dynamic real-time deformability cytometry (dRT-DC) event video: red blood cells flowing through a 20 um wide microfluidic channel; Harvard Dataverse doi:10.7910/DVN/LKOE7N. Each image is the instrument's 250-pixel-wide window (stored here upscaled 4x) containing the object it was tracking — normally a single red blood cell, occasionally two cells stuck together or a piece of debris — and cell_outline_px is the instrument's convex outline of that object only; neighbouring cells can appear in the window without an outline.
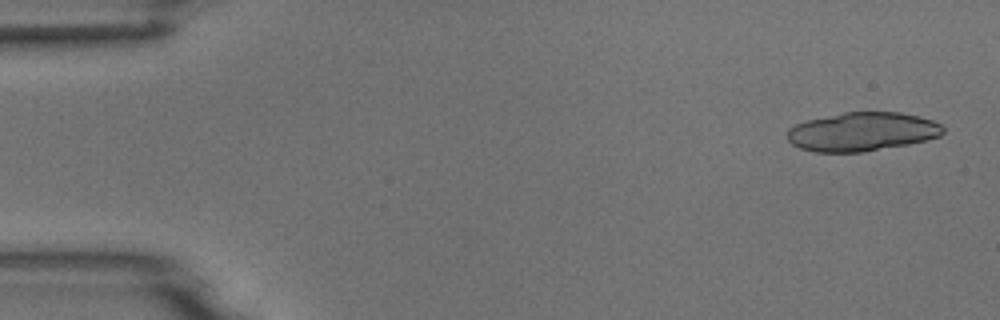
{"species": "common noctule bat (a hibernating species)", "species_latin": "Nyctalus noctula", "temperature_condition": "room temperature", "stored_images_in_passage": 4, "camera_frame_rate_fps": 3000, "um_per_image_px": 0.085, "animal": {"sex": "male", "body_mass_g": 18.8}, "frame": {"image": 1, "passage_image": 2, "time_ms": 0.333, "image_size_px": [1000, 320], "cell_outline_px": [[944, 132], [940, 136], [928, 140], [908, 144], [860, 152], [816, 152], [800, 148], [792, 144], [788, 140], [788, 128], [796, 124], [808, 120], [844, 112], [900, 112], [920, 116], [932, 120], [940, 124], [944, 128]], "centroid_in_image_um": [73.3, 11.19], "position_along_channel_um": 11.7, "area_um2": 35.14}}